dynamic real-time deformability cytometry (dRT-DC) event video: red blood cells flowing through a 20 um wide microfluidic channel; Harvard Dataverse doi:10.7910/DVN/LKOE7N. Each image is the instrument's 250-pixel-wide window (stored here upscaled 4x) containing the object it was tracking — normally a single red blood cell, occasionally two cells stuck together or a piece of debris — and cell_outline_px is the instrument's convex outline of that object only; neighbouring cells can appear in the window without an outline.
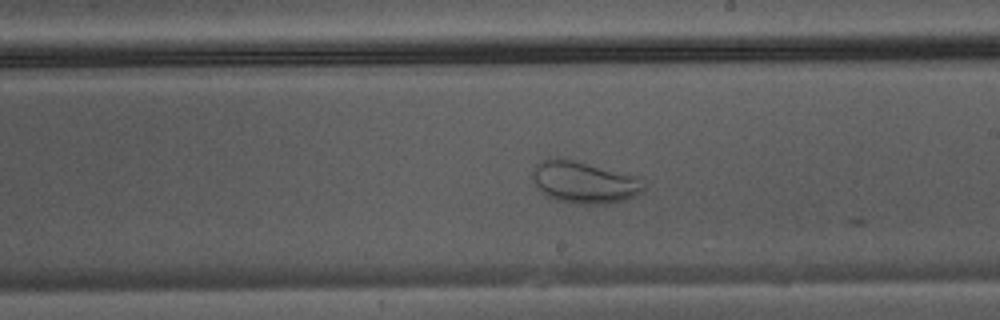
{"species": "Egyptian fruit bat (a non-hibernating species)", "species_latin": "Rousettus aegyptiacus", "temperature_condition": "warm", "stored_images_in_passage": 17, "camera_frame_rate_fps": 3000, "um_per_image_px": 0.085, "animal": {"sex": "male"}, "frame": {"image": 1, "passage_image": 14, "time_ms": 4.333, "image_size_px": [1000, 320], "cell_outline_px": [[644, 188], [636, 196], [624, 200], [608, 204], [572, 204], [556, 200], [548, 196], [536, 188], [532, 180], [532, 168], [540, 160], [556, 156], [640, 176]], "centroid_in_image_um": [49.61, 15.48], "position_along_channel_um": 239.4, "area_um2": 27.69}}